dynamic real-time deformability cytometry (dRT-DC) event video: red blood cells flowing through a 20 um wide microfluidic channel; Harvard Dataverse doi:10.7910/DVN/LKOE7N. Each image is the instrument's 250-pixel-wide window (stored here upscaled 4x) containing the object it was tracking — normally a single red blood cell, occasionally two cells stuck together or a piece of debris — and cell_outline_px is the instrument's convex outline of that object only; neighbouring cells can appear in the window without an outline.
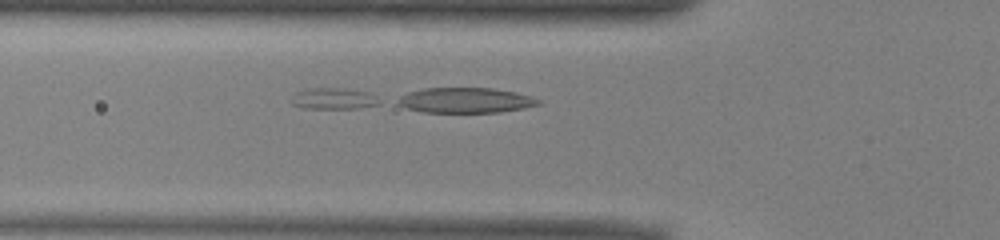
{"species": "common noctule bat (a hibernating species)", "species_latin": "Nyctalus noctula", "temperature_condition": "warm", "stored_images_in_passage": 39, "segment_of_instrument_passage": [1, 3], "camera_frame_rate_fps": 3000, "um_per_image_px": 0.085, "animal": {"sex": "male", "body_mass_g": 13.0, "forearm_length_mm": 53.1}, "frame": {"image": 1, "passage_image": 15, "time_ms": 4.667, "image_size_px": [1000, 240], "cell_outline_px": [[540, 104], [524, 108], [500, 112], [424, 112], [408, 108], [392, 100], [408, 92], [424, 88], [492, 88], [516, 92], [532, 96], [540, 100]], "centroid_in_image_um": [39.57, 8.52], "position_along_channel_um": 86.2, "area_um2": 20.69}}